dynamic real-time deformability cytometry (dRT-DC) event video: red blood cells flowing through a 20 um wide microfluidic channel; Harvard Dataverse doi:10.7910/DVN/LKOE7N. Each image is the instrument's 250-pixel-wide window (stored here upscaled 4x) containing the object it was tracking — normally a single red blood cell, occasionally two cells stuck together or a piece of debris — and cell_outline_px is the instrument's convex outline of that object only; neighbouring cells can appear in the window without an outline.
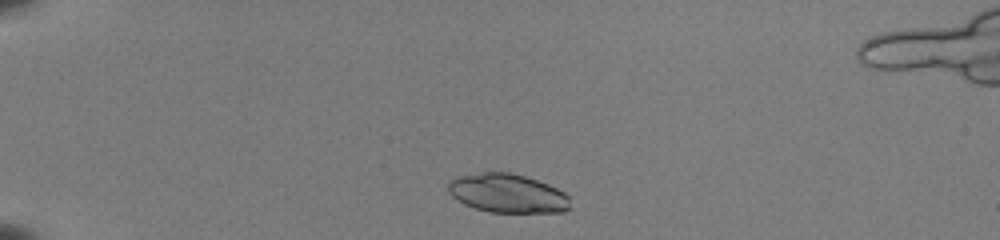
{"species": "common noctule bat (a hibernating species)", "species_latin": "Nyctalus noctula", "temperature_condition": "room temperature", "stored_images_in_passage": 42, "camera_frame_rate_fps": 3000, "um_per_image_px": 0.085, "animal": {"sex": "female", "body_mass_g": 22.0, "forearm_length_mm": 56.7}, "frame": {"image": 1, "passage_image": 3, "time_ms": 0.667, "image_size_px": [1000, 240], "cell_outline_px": [[572, 208], [564, 212], [488, 212], [464, 204], [452, 196], [448, 192], [448, 180], [456, 176], [484, 172], [508, 172], [524, 176], [548, 184], [564, 192], [568, 196]], "centroid_in_image_um": [43.13, 16.43], "position_along_channel_um": 41.9, "area_um2": 27.74}}
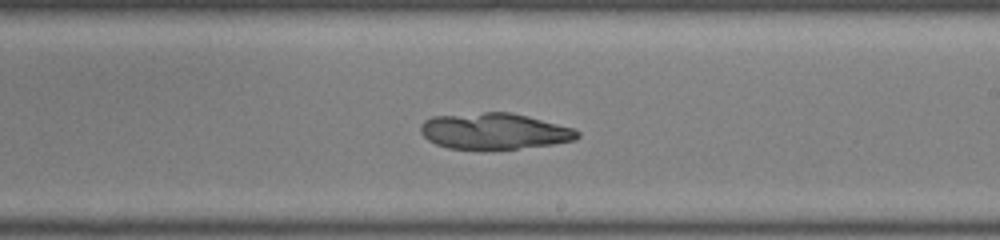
{"frame": {"image": 2, "passage_image": 23, "time_ms": 7.333, "image_size_px": [1000, 240], "cell_outline_px": [[580, 136], [576, 140], [552, 144], [516, 148], [448, 148], [436, 144], [428, 140], [420, 132], [420, 124], [424, 120], [432, 116], [484, 112], [512, 112], [528, 116], [572, 128], [580, 132]], "centroid_in_image_um": [41.99, 11.13], "position_along_channel_um": 247.0, "area_um2": 32.71}}
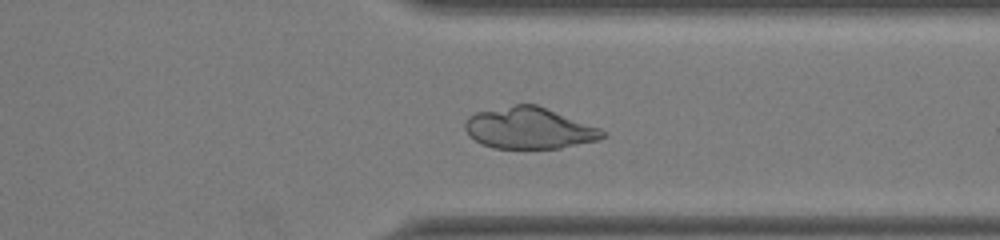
{"frame": {"image": 3, "passage_image": 32, "time_ms": 10.333, "image_size_px": [1000, 240], "cell_outline_px": [[608, 136], [600, 140], [560, 148], [492, 148], [480, 144], [464, 128], [464, 124], [468, 116], [476, 112], [516, 104], [536, 104], [600, 128]], "centroid_in_image_um": [44.99, 10.9], "position_along_channel_um": 366.4, "area_um2": 33.12}}